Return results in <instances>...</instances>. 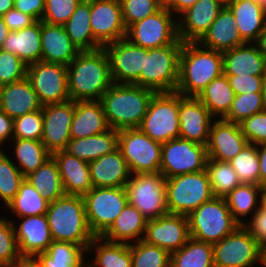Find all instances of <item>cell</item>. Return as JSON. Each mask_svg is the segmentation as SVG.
<instances>
[{
	"label": "cell",
	"mask_w": 266,
	"mask_h": 267,
	"mask_svg": "<svg viewBox=\"0 0 266 267\" xmlns=\"http://www.w3.org/2000/svg\"><path fill=\"white\" fill-rule=\"evenodd\" d=\"M1 50L15 54L27 65L41 61V21L10 31Z\"/></svg>",
	"instance_id": "obj_31"
},
{
	"label": "cell",
	"mask_w": 266,
	"mask_h": 267,
	"mask_svg": "<svg viewBox=\"0 0 266 267\" xmlns=\"http://www.w3.org/2000/svg\"><path fill=\"white\" fill-rule=\"evenodd\" d=\"M110 129L100 100L75 101L71 139L85 138Z\"/></svg>",
	"instance_id": "obj_28"
},
{
	"label": "cell",
	"mask_w": 266,
	"mask_h": 267,
	"mask_svg": "<svg viewBox=\"0 0 266 267\" xmlns=\"http://www.w3.org/2000/svg\"><path fill=\"white\" fill-rule=\"evenodd\" d=\"M51 156L57 163L65 195L83 196L93 188L89 162L64 150L56 151Z\"/></svg>",
	"instance_id": "obj_25"
},
{
	"label": "cell",
	"mask_w": 266,
	"mask_h": 267,
	"mask_svg": "<svg viewBox=\"0 0 266 267\" xmlns=\"http://www.w3.org/2000/svg\"><path fill=\"white\" fill-rule=\"evenodd\" d=\"M229 8L241 38L245 42L254 43L266 28V9L258 3L243 0H234Z\"/></svg>",
	"instance_id": "obj_33"
},
{
	"label": "cell",
	"mask_w": 266,
	"mask_h": 267,
	"mask_svg": "<svg viewBox=\"0 0 266 267\" xmlns=\"http://www.w3.org/2000/svg\"><path fill=\"white\" fill-rule=\"evenodd\" d=\"M262 265L266 267V245L262 248Z\"/></svg>",
	"instance_id": "obj_71"
},
{
	"label": "cell",
	"mask_w": 266,
	"mask_h": 267,
	"mask_svg": "<svg viewBox=\"0 0 266 267\" xmlns=\"http://www.w3.org/2000/svg\"><path fill=\"white\" fill-rule=\"evenodd\" d=\"M12 267H40L33 258H22Z\"/></svg>",
	"instance_id": "obj_65"
},
{
	"label": "cell",
	"mask_w": 266,
	"mask_h": 267,
	"mask_svg": "<svg viewBox=\"0 0 266 267\" xmlns=\"http://www.w3.org/2000/svg\"><path fill=\"white\" fill-rule=\"evenodd\" d=\"M81 0H45L43 22L53 25H64Z\"/></svg>",
	"instance_id": "obj_53"
},
{
	"label": "cell",
	"mask_w": 266,
	"mask_h": 267,
	"mask_svg": "<svg viewBox=\"0 0 266 267\" xmlns=\"http://www.w3.org/2000/svg\"><path fill=\"white\" fill-rule=\"evenodd\" d=\"M71 42L82 51L103 48L93 37L90 26V1L81 0L69 20L63 25Z\"/></svg>",
	"instance_id": "obj_37"
},
{
	"label": "cell",
	"mask_w": 266,
	"mask_h": 267,
	"mask_svg": "<svg viewBox=\"0 0 266 267\" xmlns=\"http://www.w3.org/2000/svg\"><path fill=\"white\" fill-rule=\"evenodd\" d=\"M241 183L259 185V156L257 145L248 143L229 161Z\"/></svg>",
	"instance_id": "obj_46"
},
{
	"label": "cell",
	"mask_w": 266,
	"mask_h": 267,
	"mask_svg": "<svg viewBox=\"0 0 266 267\" xmlns=\"http://www.w3.org/2000/svg\"><path fill=\"white\" fill-rule=\"evenodd\" d=\"M246 144L248 141L242 134L239 124L215 119L206 145L207 157L229 162L242 151Z\"/></svg>",
	"instance_id": "obj_22"
},
{
	"label": "cell",
	"mask_w": 266,
	"mask_h": 267,
	"mask_svg": "<svg viewBox=\"0 0 266 267\" xmlns=\"http://www.w3.org/2000/svg\"><path fill=\"white\" fill-rule=\"evenodd\" d=\"M12 141L16 162L12 160L24 177L37 170L51 157V153L41 141L13 138L11 144Z\"/></svg>",
	"instance_id": "obj_41"
},
{
	"label": "cell",
	"mask_w": 266,
	"mask_h": 267,
	"mask_svg": "<svg viewBox=\"0 0 266 267\" xmlns=\"http://www.w3.org/2000/svg\"><path fill=\"white\" fill-rule=\"evenodd\" d=\"M222 54L225 75L263 76L266 71V60L255 43L246 42Z\"/></svg>",
	"instance_id": "obj_29"
},
{
	"label": "cell",
	"mask_w": 266,
	"mask_h": 267,
	"mask_svg": "<svg viewBox=\"0 0 266 267\" xmlns=\"http://www.w3.org/2000/svg\"><path fill=\"white\" fill-rule=\"evenodd\" d=\"M261 192L259 185L241 183L224 197L231 215L240 225L245 224V217L260 208Z\"/></svg>",
	"instance_id": "obj_39"
},
{
	"label": "cell",
	"mask_w": 266,
	"mask_h": 267,
	"mask_svg": "<svg viewBox=\"0 0 266 267\" xmlns=\"http://www.w3.org/2000/svg\"><path fill=\"white\" fill-rule=\"evenodd\" d=\"M75 111V101L42 106L43 132L41 142L52 154L64 150L71 139L70 128Z\"/></svg>",
	"instance_id": "obj_19"
},
{
	"label": "cell",
	"mask_w": 266,
	"mask_h": 267,
	"mask_svg": "<svg viewBox=\"0 0 266 267\" xmlns=\"http://www.w3.org/2000/svg\"><path fill=\"white\" fill-rule=\"evenodd\" d=\"M18 225L12 220L19 254L22 258H34L45 252L53 242L45 214L17 217Z\"/></svg>",
	"instance_id": "obj_21"
},
{
	"label": "cell",
	"mask_w": 266,
	"mask_h": 267,
	"mask_svg": "<svg viewBox=\"0 0 266 267\" xmlns=\"http://www.w3.org/2000/svg\"><path fill=\"white\" fill-rule=\"evenodd\" d=\"M27 181L46 199L53 202L65 195L59 169L51 156L37 170L25 177Z\"/></svg>",
	"instance_id": "obj_40"
},
{
	"label": "cell",
	"mask_w": 266,
	"mask_h": 267,
	"mask_svg": "<svg viewBox=\"0 0 266 267\" xmlns=\"http://www.w3.org/2000/svg\"><path fill=\"white\" fill-rule=\"evenodd\" d=\"M214 197L206 169L166 179L168 213L188 216Z\"/></svg>",
	"instance_id": "obj_7"
},
{
	"label": "cell",
	"mask_w": 266,
	"mask_h": 267,
	"mask_svg": "<svg viewBox=\"0 0 266 267\" xmlns=\"http://www.w3.org/2000/svg\"><path fill=\"white\" fill-rule=\"evenodd\" d=\"M223 8L216 0H198L178 18V37L182 42H198Z\"/></svg>",
	"instance_id": "obj_23"
},
{
	"label": "cell",
	"mask_w": 266,
	"mask_h": 267,
	"mask_svg": "<svg viewBox=\"0 0 266 267\" xmlns=\"http://www.w3.org/2000/svg\"><path fill=\"white\" fill-rule=\"evenodd\" d=\"M138 128L160 143L179 138V93H155Z\"/></svg>",
	"instance_id": "obj_9"
},
{
	"label": "cell",
	"mask_w": 266,
	"mask_h": 267,
	"mask_svg": "<svg viewBox=\"0 0 266 267\" xmlns=\"http://www.w3.org/2000/svg\"><path fill=\"white\" fill-rule=\"evenodd\" d=\"M10 33V29L6 26L2 17H0V49L3 46L5 38Z\"/></svg>",
	"instance_id": "obj_63"
},
{
	"label": "cell",
	"mask_w": 266,
	"mask_h": 267,
	"mask_svg": "<svg viewBox=\"0 0 266 267\" xmlns=\"http://www.w3.org/2000/svg\"><path fill=\"white\" fill-rule=\"evenodd\" d=\"M147 220L131 204H126L111 227L102 235L111 242L131 244L143 239Z\"/></svg>",
	"instance_id": "obj_32"
},
{
	"label": "cell",
	"mask_w": 266,
	"mask_h": 267,
	"mask_svg": "<svg viewBox=\"0 0 266 267\" xmlns=\"http://www.w3.org/2000/svg\"><path fill=\"white\" fill-rule=\"evenodd\" d=\"M190 237L216 243L232 233L240 224L233 218L225 198L213 197L188 216Z\"/></svg>",
	"instance_id": "obj_5"
},
{
	"label": "cell",
	"mask_w": 266,
	"mask_h": 267,
	"mask_svg": "<svg viewBox=\"0 0 266 267\" xmlns=\"http://www.w3.org/2000/svg\"><path fill=\"white\" fill-rule=\"evenodd\" d=\"M206 171L214 197L224 198L241 184L230 162L207 159Z\"/></svg>",
	"instance_id": "obj_44"
},
{
	"label": "cell",
	"mask_w": 266,
	"mask_h": 267,
	"mask_svg": "<svg viewBox=\"0 0 266 267\" xmlns=\"http://www.w3.org/2000/svg\"><path fill=\"white\" fill-rule=\"evenodd\" d=\"M27 78L42 106L70 100L67 66L39 61L28 65Z\"/></svg>",
	"instance_id": "obj_15"
},
{
	"label": "cell",
	"mask_w": 266,
	"mask_h": 267,
	"mask_svg": "<svg viewBox=\"0 0 266 267\" xmlns=\"http://www.w3.org/2000/svg\"><path fill=\"white\" fill-rule=\"evenodd\" d=\"M21 259L12 220L0 217V264L12 267Z\"/></svg>",
	"instance_id": "obj_49"
},
{
	"label": "cell",
	"mask_w": 266,
	"mask_h": 267,
	"mask_svg": "<svg viewBox=\"0 0 266 267\" xmlns=\"http://www.w3.org/2000/svg\"><path fill=\"white\" fill-rule=\"evenodd\" d=\"M93 187H125L131 172L119 148L89 162Z\"/></svg>",
	"instance_id": "obj_26"
},
{
	"label": "cell",
	"mask_w": 266,
	"mask_h": 267,
	"mask_svg": "<svg viewBox=\"0 0 266 267\" xmlns=\"http://www.w3.org/2000/svg\"><path fill=\"white\" fill-rule=\"evenodd\" d=\"M118 148L131 174L160 173L162 143L152 140L139 128L118 130Z\"/></svg>",
	"instance_id": "obj_10"
},
{
	"label": "cell",
	"mask_w": 266,
	"mask_h": 267,
	"mask_svg": "<svg viewBox=\"0 0 266 267\" xmlns=\"http://www.w3.org/2000/svg\"><path fill=\"white\" fill-rule=\"evenodd\" d=\"M174 0H156L158 6L162 9H169Z\"/></svg>",
	"instance_id": "obj_66"
},
{
	"label": "cell",
	"mask_w": 266,
	"mask_h": 267,
	"mask_svg": "<svg viewBox=\"0 0 266 267\" xmlns=\"http://www.w3.org/2000/svg\"><path fill=\"white\" fill-rule=\"evenodd\" d=\"M243 1H249V2H255L258 3L260 6H262L264 9H266V0H243Z\"/></svg>",
	"instance_id": "obj_70"
},
{
	"label": "cell",
	"mask_w": 266,
	"mask_h": 267,
	"mask_svg": "<svg viewBox=\"0 0 266 267\" xmlns=\"http://www.w3.org/2000/svg\"><path fill=\"white\" fill-rule=\"evenodd\" d=\"M13 126L14 119L10 118L0 109V150H5L2 145L6 144L8 141L10 145V141L13 139Z\"/></svg>",
	"instance_id": "obj_59"
},
{
	"label": "cell",
	"mask_w": 266,
	"mask_h": 267,
	"mask_svg": "<svg viewBox=\"0 0 266 267\" xmlns=\"http://www.w3.org/2000/svg\"><path fill=\"white\" fill-rule=\"evenodd\" d=\"M107 53L113 83L139 85L148 49L132 44L127 38L103 47Z\"/></svg>",
	"instance_id": "obj_16"
},
{
	"label": "cell",
	"mask_w": 266,
	"mask_h": 267,
	"mask_svg": "<svg viewBox=\"0 0 266 267\" xmlns=\"http://www.w3.org/2000/svg\"><path fill=\"white\" fill-rule=\"evenodd\" d=\"M257 153L259 156V186L266 188V142L257 145Z\"/></svg>",
	"instance_id": "obj_60"
},
{
	"label": "cell",
	"mask_w": 266,
	"mask_h": 267,
	"mask_svg": "<svg viewBox=\"0 0 266 267\" xmlns=\"http://www.w3.org/2000/svg\"><path fill=\"white\" fill-rule=\"evenodd\" d=\"M68 92L72 101L101 100L113 84L104 48L80 52L67 66Z\"/></svg>",
	"instance_id": "obj_1"
},
{
	"label": "cell",
	"mask_w": 266,
	"mask_h": 267,
	"mask_svg": "<svg viewBox=\"0 0 266 267\" xmlns=\"http://www.w3.org/2000/svg\"><path fill=\"white\" fill-rule=\"evenodd\" d=\"M92 251L95 256L87 262L89 267H132L129 244L111 242L102 236H95L88 246L87 253L90 254Z\"/></svg>",
	"instance_id": "obj_35"
},
{
	"label": "cell",
	"mask_w": 266,
	"mask_h": 267,
	"mask_svg": "<svg viewBox=\"0 0 266 267\" xmlns=\"http://www.w3.org/2000/svg\"><path fill=\"white\" fill-rule=\"evenodd\" d=\"M49 203L43 196L24 179L16 196L7 204L6 208L15 217H27L46 214Z\"/></svg>",
	"instance_id": "obj_43"
},
{
	"label": "cell",
	"mask_w": 266,
	"mask_h": 267,
	"mask_svg": "<svg viewBox=\"0 0 266 267\" xmlns=\"http://www.w3.org/2000/svg\"><path fill=\"white\" fill-rule=\"evenodd\" d=\"M170 267H215L213 244L190 238L171 254Z\"/></svg>",
	"instance_id": "obj_42"
},
{
	"label": "cell",
	"mask_w": 266,
	"mask_h": 267,
	"mask_svg": "<svg viewBox=\"0 0 266 267\" xmlns=\"http://www.w3.org/2000/svg\"><path fill=\"white\" fill-rule=\"evenodd\" d=\"M216 1L223 7H229L234 2V0H216Z\"/></svg>",
	"instance_id": "obj_69"
},
{
	"label": "cell",
	"mask_w": 266,
	"mask_h": 267,
	"mask_svg": "<svg viewBox=\"0 0 266 267\" xmlns=\"http://www.w3.org/2000/svg\"><path fill=\"white\" fill-rule=\"evenodd\" d=\"M214 120L197 97L179 94V138L206 146Z\"/></svg>",
	"instance_id": "obj_20"
},
{
	"label": "cell",
	"mask_w": 266,
	"mask_h": 267,
	"mask_svg": "<svg viewBox=\"0 0 266 267\" xmlns=\"http://www.w3.org/2000/svg\"><path fill=\"white\" fill-rule=\"evenodd\" d=\"M235 94L225 74L213 79L198 95L215 119H223L229 112Z\"/></svg>",
	"instance_id": "obj_38"
},
{
	"label": "cell",
	"mask_w": 266,
	"mask_h": 267,
	"mask_svg": "<svg viewBox=\"0 0 266 267\" xmlns=\"http://www.w3.org/2000/svg\"><path fill=\"white\" fill-rule=\"evenodd\" d=\"M6 26L10 31H18L33 24L36 20L26 14L18 11L15 8L10 9L5 15L2 16Z\"/></svg>",
	"instance_id": "obj_57"
},
{
	"label": "cell",
	"mask_w": 266,
	"mask_h": 267,
	"mask_svg": "<svg viewBox=\"0 0 266 267\" xmlns=\"http://www.w3.org/2000/svg\"><path fill=\"white\" fill-rule=\"evenodd\" d=\"M266 110L262 92L235 95L231 108L223 120L239 124L244 119Z\"/></svg>",
	"instance_id": "obj_47"
},
{
	"label": "cell",
	"mask_w": 266,
	"mask_h": 267,
	"mask_svg": "<svg viewBox=\"0 0 266 267\" xmlns=\"http://www.w3.org/2000/svg\"><path fill=\"white\" fill-rule=\"evenodd\" d=\"M40 104L30 80H23L0 86V109L15 119L40 110Z\"/></svg>",
	"instance_id": "obj_27"
},
{
	"label": "cell",
	"mask_w": 266,
	"mask_h": 267,
	"mask_svg": "<svg viewBox=\"0 0 266 267\" xmlns=\"http://www.w3.org/2000/svg\"><path fill=\"white\" fill-rule=\"evenodd\" d=\"M12 8H14V0H0V17Z\"/></svg>",
	"instance_id": "obj_64"
},
{
	"label": "cell",
	"mask_w": 266,
	"mask_h": 267,
	"mask_svg": "<svg viewBox=\"0 0 266 267\" xmlns=\"http://www.w3.org/2000/svg\"><path fill=\"white\" fill-rule=\"evenodd\" d=\"M254 43L256 44L259 52L266 60V28L260 33L258 39Z\"/></svg>",
	"instance_id": "obj_62"
},
{
	"label": "cell",
	"mask_w": 266,
	"mask_h": 267,
	"mask_svg": "<svg viewBox=\"0 0 266 267\" xmlns=\"http://www.w3.org/2000/svg\"><path fill=\"white\" fill-rule=\"evenodd\" d=\"M183 42L148 49L144 70L139 76V86L156 93L174 92L178 82L179 55Z\"/></svg>",
	"instance_id": "obj_6"
},
{
	"label": "cell",
	"mask_w": 266,
	"mask_h": 267,
	"mask_svg": "<svg viewBox=\"0 0 266 267\" xmlns=\"http://www.w3.org/2000/svg\"><path fill=\"white\" fill-rule=\"evenodd\" d=\"M155 93L135 84L113 83L100 100L109 127L138 128Z\"/></svg>",
	"instance_id": "obj_3"
},
{
	"label": "cell",
	"mask_w": 266,
	"mask_h": 267,
	"mask_svg": "<svg viewBox=\"0 0 266 267\" xmlns=\"http://www.w3.org/2000/svg\"><path fill=\"white\" fill-rule=\"evenodd\" d=\"M198 0H174L172 6L168 9L178 18L183 12L192 7Z\"/></svg>",
	"instance_id": "obj_61"
},
{
	"label": "cell",
	"mask_w": 266,
	"mask_h": 267,
	"mask_svg": "<svg viewBox=\"0 0 266 267\" xmlns=\"http://www.w3.org/2000/svg\"><path fill=\"white\" fill-rule=\"evenodd\" d=\"M80 53L64 26L41 21V61L68 66Z\"/></svg>",
	"instance_id": "obj_24"
},
{
	"label": "cell",
	"mask_w": 266,
	"mask_h": 267,
	"mask_svg": "<svg viewBox=\"0 0 266 267\" xmlns=\"http://www.w3.org/2000/svg\"><path fill=\"white\" fill-rule=\"evenodd\" d=\"M243 225L263 248L266 245V211L261 207Z\"/></svg>",
	"instance_id": "obj_56"
},
{
	"label": "cell",
	"mask_w": 266,
	"mask_h": 267,
	"mask_svg": "<svg viewBox=\"0 0 266 267\" xmlns=\"http://www.w3.org/2000/svg\"><path fill=\"white\" fill-rule=\"evenodd\" d=\"M51 237L57 242H71L88 249L94 239L81 195H64L49 203L46 212Z\"/></svg>",
	"instance_id": "obj_4"
},
{
	"label": "cell",
	"mask_w": 266,
	"mask_h": 267,
	"mask_svg": "<svg viewBox=\"0 0 266 267\" xmlns=\"http://www.w3.org/2000/svg\"><path fill=\"white\" fill-rule=\"evenodd\" d=\"M215 267L262 266V247L243 226L213 244Z\"/></svg>",
	"instance_id": "obj_12"
},
{
	"label": "cell",
	"mask_w": 266,
	"mask_h": 267,
	"mask_svg": "<svg viewBox=\"0 0 266 267\" xmlns=\"http://www.w3.org/2000/svg\"><path fill=\"white\" fill-rule=\"evenodd\" d=\"M27 67L18 56L0 49V86L25 79Z\"/></svg>",
	"instance_id": "obj_51"
},
{
	"label": "cell",
	"mask_w": 266,
	"mask_h": 267,
	"mask_svg": "<svg viewBox=\"0 0 266 267\" xmlns=\"http://www.w3.org/2000/svg\"><path fill=\"white\" fill-rule=\"evenodd\" d=\"M120 2L126 28L160 9L156 0H120Z\"/></svg>",
	"instance_id": "obj_52"
},
{
	"label": "cell",
	"mask_w": 266,
	"mask_h": 267,
	"mask_svg": "<svg viewBox=\"0 0 266 267\" xmlns=\"http://www.w3.org/2000/svg\"><path fill=\"white\" fill-rule=\"evenodd\" d=\"M125 190L128 204L137 208L147 221L168 214L166 179L161 173L131 174Z\"/></svg>",
	"instance_id": "obj_8"
},
{
	"label": "cell",
	"mask_w": 266,
	"mask_h": 267,
	"mask_svg": "<svg viewBox=\"0 0 266 267\" xmlns=\"http://www.w3.org/2000/svg\"><path fill=\"white\" fill-rule=\"evenodd\" d=\"M198 43L205 48L224 52L246 42L239 34L233 12L229 7H223Z\"/></svg>",
	"instance_id": "obj_30"
},
{
	"label": "cell",
	"mask_w": 266,
	"mask_h": 267,
	"mask_svg": "<svg viewBox=\"0 0 266 267\" xmlns=\"http://www.w3.org/2000/svg\"><path fill=\"white\" fill-rule=\"evenodd\" d=\"M126 38L134 45L146 49L167 46L176 42L178 37L177 17L168 9L139 20L127 28Z\"/></svg>",
	"instance_id": "obj_13"
},
{
	"label": "cell",
	"mask_w": 266,
	"mask_h": 267,
	"mask_svg": "<svg viewBox=\"0 0 266 267\" xmlns=\"http://www.w3.org/2000/svg\"><path fill=\"white\" fill-rule=\"evenodd\" d=\"M5 152L0 150V200L6 207L18 193L20 184L25 177L13 163L12 157Z\"/></svg>",
	"instance_id": "obj_48"
},
{
	"label": "cell",
	"mask_w": 266,
	"mask_h": 267,
	"mask_svg": "<svg viewBox=\"0 0 266 267\" xmlns=\"http://www.w3.org/2000/svg\"><path fill=\"white\" fill-rule=\"evenodd\" d=\"M118 148V130L108 131L85 138L70 139L65 152L86 162L109 154Z\"/></svg>",
	"instance_id": "obj_34"
},
{
	"label": "cell",
	"mask_w": 266,
	"mask_h": 267,
	"mask_svg": "<svg viewBox=\"0 0 266 267\" xmlns=\"http://www.w3.org/2000/svg\"><path fill=\"white\" fill-rule=\"evenodd\" d=\"M262 93L266 100V71L262 76Z\"/></svg>",
	"instance_id": "obj_68"
},
{
	"label": "cell",
	"mask_w": 266,
	"mask_h": 267,
	"mask_svg": "<svg viewBox=\"0 0 266 267\" xmlns=\"http://www.w3.org/2000/svg\"><path fill=\"white\" fill-rule=\"evenodd\" d=\"M132 267H170L171 254L143 240L129 244Z\"/></svg>",
	"instance_id": "obj_45"
},
{
	"label": "cell",
	"mask_w": 266,
	"mask_h": 267,
	"mask_svg": "<svg viewBox=\"0 0 266 267\" xmlns=\"http://www.w3.org/2000/svg\"><path fill=\"white\" fill-rule=\"evenodd\" d=\"M14 8L41 21L45 12V0H14Z\"/></svg>",
	"instance_id": "obj_58"
},
{
	"label": "cell",
	"mask_w": 266,
	"mask_h": 267,
	"mask_svg": "<svg viewBox=\"0 0 266 267\" xmlns=\"http://www.w3.org/2000/svg\"><path fill=\"white\" fill-rule=\"evenodd\" d=\"M206 146L182 138L162 143L160 173L165 179L206 168Z\"/></svg>",
	"instance_id": "obj_14"
},
{
	"label": "cell",
	"mask_w": 266,
	"mask_h": 267,
	"mask_svg": "<svg viewBox=\"0 0 266 267\" xmlns=\"http://www.w3.org/2000/svg\"><path fill=\"white\" fill-rule=\"evenodd\" d=\"M87 250L71 242L53 241L50 247L33 259L40 267H85Z\"/></svg>",
	"instance_id": "obj_36"
},
{
	"label": "cell",
	"mask_w": 266,
	"mask_h": 267,
	"mask_svg": "<svg viewBox=\"0 0 266 267\" xmlns=\"http://www.w3.org/2000/svg\"><path fill=\"white\" fill-rule=\"evenodd\" d=\"M239 125L248 143L258 145L266 142V110L244 119Z\"/></svg>",
	"instance_id": "obj_54"
},
{
	"label": "cell",
	"mask_w": 266,
	"mask_h": 267,
	"mask_svg": "<svg viewBox=\"0 0 266 267\" xmlns=\"http://www.w3.org/2000/svg\"><path fill=\"white\" fill-rule=\"evenodd\" d=\"M235 95L262 92V76L226 75Z\"/></svg>",
	"instance_id": "obj_55"
},
{
	"label": "cell",
	"mask_w": 266,
	"mask_h": 267,
	"mask_svg": "<svg viewBox=\"0 0 266 267\" xmlns=\"http://www.w3.org/2000/svg\"><path fill=\"white\" fill-rule=\"evenodd\" d=\"M82 197L87 223L94 236H102L128 203L125 187H93Z\"/></svg>",
	"instance_id": "obj_11"
},
{
	"label": "cell",
	"mask_w": 266,
	"mask_h": 267,
	"mask_svg": "<svg viewBox=\"0 0 266 267\" xmlns=\"http://www.w3.org/2000/svg\"><path fill=\"white\" fill-rule=\"evenodd\" d=\"M190 238L187 216L168 213L146 222L142 240L172 254L183 247Z\"/></svg>",
	"instance_id": "obj_18"
},
{
	"label": "cell",
	"mask_w": 266,
	"mask_h": 267,
	"mask_svg": "<svg viewBox=\"0 0 266 267\" xmlns=\"http://www.w3.org/2000/svg\"><path fill=\"white\" fill-rule=\"evenodd\" d=\"M222 74L221 51L205 48L198 42H183L176 92L184 97H198L213 79Z\"/></svg>",
	"instance_id": "obj_2"
},
{
	"label": "cell",
	"mask_w": 266,
	"mask_h": 267,
	"mask_svg": "<svg viewBox=\"0 0 266 267\" xmlns=\"http://www.w3.org/2000/svg\"><path fill=\"white\" fill-rule=\"evenodd\" d=\"M90 26L94 39L102 47L126 38L120 0L91 1Z\"/></svg>",
	"instance_id": "obj_17"
},
{
	"label": "cell",
	"mask_w": 266,
	"mask_h": 267,
	"mask_svg": "<svg viewBox=\"0 0 266 267\" xmlns=\"http://www.w3.org/2000/svg\"><path fill=\"white\" fill-rule=\"evenodd\" d=\"M260 207L266 211V188L262 189Z\"/></svg>",
	"instance_id": "obj_67"
},
{
	"label": "cell",
	"mask_w": 266,
	"mask_h": 267,
	"mask_svg": "<svg viewBox=\"0 0 266 267\" xmlns=\"http://www.w3.org/2000/svg\"><path fill=\"white\" fill-rule=\"evenodd\" d=\"M42 132V108L14 119L13 138L41 141Z\"/></svg>",
	"instance_id": "obj_50"
}]
</instances>
